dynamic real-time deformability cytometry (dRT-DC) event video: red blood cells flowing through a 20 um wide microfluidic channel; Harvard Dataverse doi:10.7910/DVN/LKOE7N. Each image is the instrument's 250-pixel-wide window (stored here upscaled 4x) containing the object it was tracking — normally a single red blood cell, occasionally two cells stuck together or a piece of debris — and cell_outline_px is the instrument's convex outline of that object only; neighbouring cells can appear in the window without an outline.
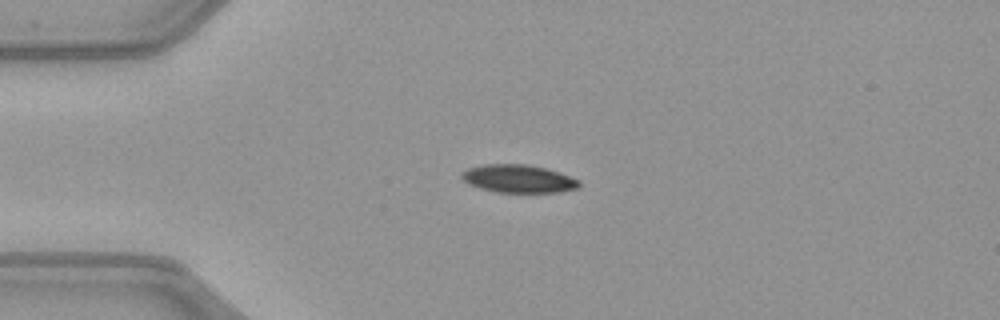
{"species": "common noctule bat (a hibernating species)", "species_latin": "Nyctalus noctula", "temperature_condition": "warm", "stored_images_in_passage": 37, "camera_frame_rate_fps": 3000, "um_per_image_px": 0.085, "animal": {"sex": "female", "body_mass_g": 21.9}, "frame": {"image": 1, "passage_image": 3, "time_ms": 0.667, "image_size_px": [1000, 320], "cell_outline_px": [[580, 184], [576, 188], [560, 192], [496, 192], [480, 188], [468, 184], [460, 176], [460, 172], [468, 168], [484, 164], [524, 164], [544, 168], [560, 172], [580, 180]], "centroid_in_image_um": [44.04, 15.19], "position_along_channel_um": 41.0, "area_um2": 19.13}}
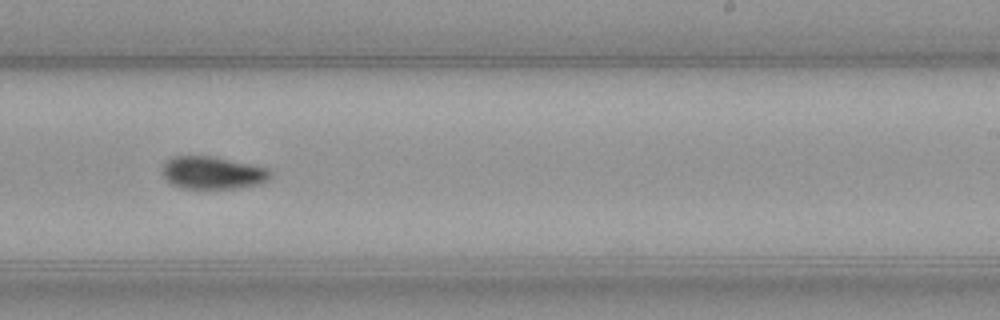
{"frame": {"image": 2, "passage_image": 22, "time_ms": 7.0, "image_size_px": [1000, 320], "cell_outline_px": [[272, 176], [268, 180], [256, 184], [236, 188], [180, 188], [172, 184], [160, 172], [164, 160], [172, 156], [216, 156], [268, 168], [272, 172]], "centroid_in_image_um": [18.04, 14.66], "position_along_channel_um": 271.0, "area_um2": 20.75}}
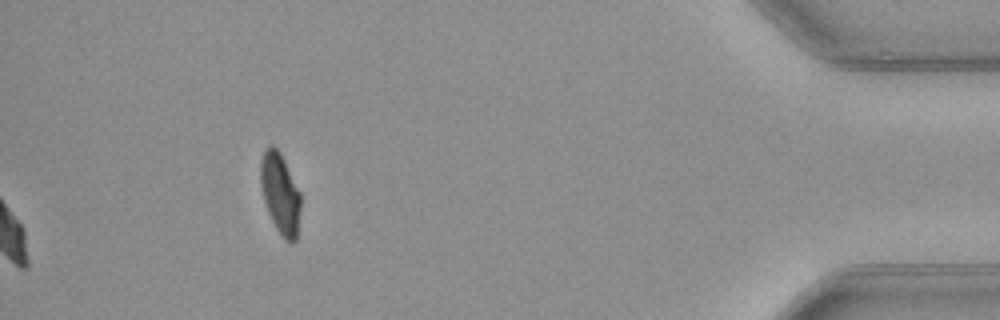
{"frame": {"image": 3, "passage_image": 37, "time_ms": 12.0, "image_size_px": [1000, 320], "cell_outline_px": [[300, 208], [296, 240], [292, 244], [284, 240], [276, 228], [268, 212], [264, 200], [260, 184], [260, 160], [268, 144], [272, 144], [280, 152], [300, 192]], "centroid_in_image_um": [23.8, 16.44], "position_along_channel_um": 411.4, "area_um2": 18.84}, "authors_computed_cell_mechanics": {"area_um2": 20.6924, "velocity_mm_per_s": 4.0555, "shape_relaxation_time_tau1_ms": 6.8237, "shape_relaxation_time_tau2_ms": null, "deformation_change_tau1": 0.1731, "deformation_change_tau2": null}}